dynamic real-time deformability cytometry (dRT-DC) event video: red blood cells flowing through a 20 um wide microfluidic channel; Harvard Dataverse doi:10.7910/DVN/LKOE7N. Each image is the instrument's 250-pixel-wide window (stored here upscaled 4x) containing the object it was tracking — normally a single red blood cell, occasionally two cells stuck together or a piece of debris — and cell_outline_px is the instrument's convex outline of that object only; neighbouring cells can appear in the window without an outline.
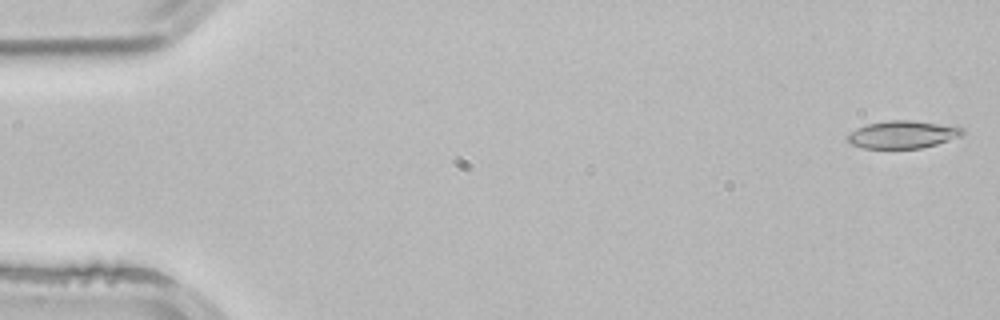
{"species": "common noctule bat (a hibernating species)", "species_latin": "Nyctalus noctula", "temperature_condition": "room temperature", "stored_images_in_passage": 52, "camera_frame_rate_fps": 3000, "um_per_image_px": 0.085, "animal": {"sex": "male", "body_mass_g": 21.5, "forearm_length_mm": 52.0}, "frame": {"image": 1, "passage_image": 1, "time_ms": 0.0, "image_size_px": [1000, 320], "cell_outline_px": [[968, 132], [964, 136], [936, 144], [920, 148], [864, 148], [852, 144], [844, 140], [844, 136], [848, 132], [856, 128], [868, 124], [888, 120], [912, 120], [956, 124], [964, 128]], "centroid_in_image_um": [76.8, 11.41], "position_along_channel_um": 8.2, "area_um2": 19.25}}
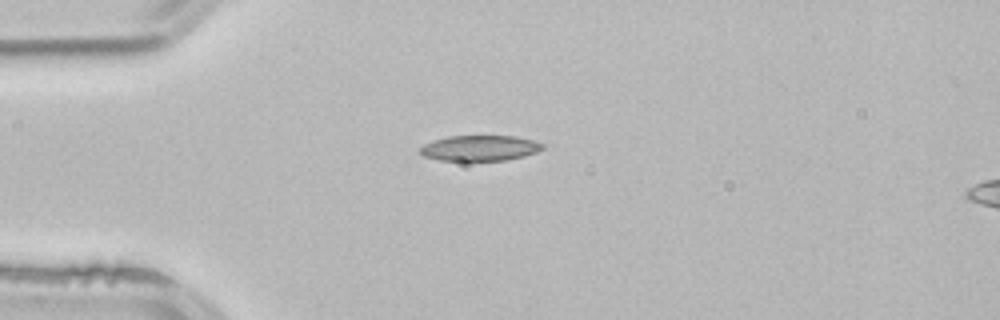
{"frame": {"image": 2, "passage_image": 13, "time_ms": 4.0, "image_size_px": [1000, 320], "cell_outline_px": [[544, 148], [536, 152], [524, 156], [504, 160], [440, 160], [424, 156], [420, 152], [420, 148], [424, 144], [432, 140], [448, 136], [512, 136], [532, 140], [544, 144]], "centroid_in_image_um": [40.77, 12.58], "position_along_channel_um": 44.2, "area_um2": 18.03}}
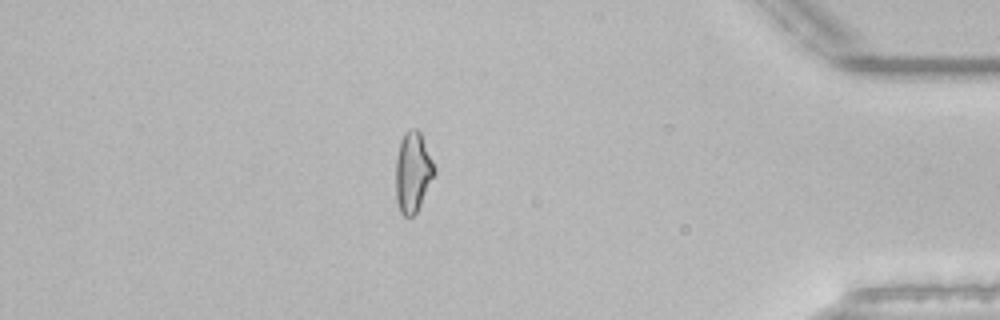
{"frame": {"image": 3, "passage_image": 45, "time_ms": 14.667, "image_size_px": [1000, 320], "cell_outline_px": [[436, 172], [416, 212], [412, 216], [404, 216], [400, 212], [396, 200], [396, 156], [400, 140], [404, 132], [408, 128], [416, 128], [420, 132], [436, 168]], "centroid_in_image_um": [35.08, 14.59], "position_along_channel_um": 400.1, "area_um2": 18.09}, "authors_computed_cell_mechanics": {"area_um2": 18.3226, "velocity_mm_per_s": 3.8935, "shape_relaxation_time_tau1_ms": 5.3674, "shape_relaxation_time_tau2_ms": 4.1855, "deformation_change_tau1": 0.1629, "deformation_change_tau2": 0.1197}}